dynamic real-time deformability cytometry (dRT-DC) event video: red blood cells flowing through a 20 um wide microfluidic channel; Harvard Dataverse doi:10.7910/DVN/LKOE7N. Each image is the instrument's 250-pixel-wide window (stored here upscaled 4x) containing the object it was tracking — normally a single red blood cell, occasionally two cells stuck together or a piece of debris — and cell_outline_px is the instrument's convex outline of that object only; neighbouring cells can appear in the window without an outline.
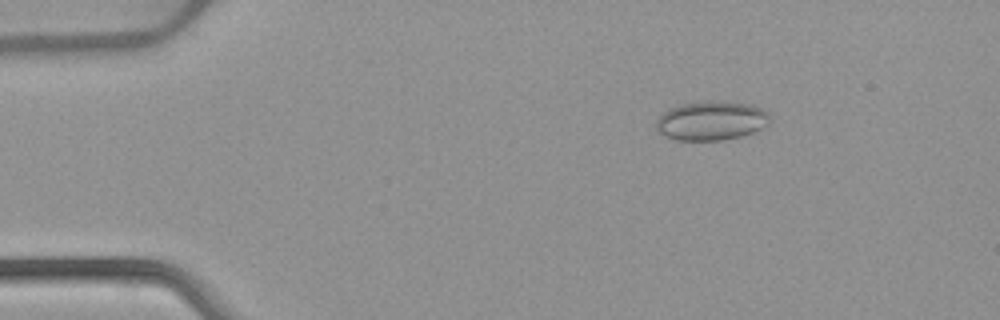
{"species": "common noctule bat (a hibernating species)", "species_latin": "Nyctalus noctula", "temperature_condition": "warm", "stored_images_in_passage": 52, "camera_frame_rate_fps": 3000, "um_per_image_px": 0.085, "animal": {"sex": "female", "body_mass_g": 22.7, "forearm_length_mm": 54.2}, "frame": {"image": 1, "passage_image": 8, "time_ms": 2.333, "image_size_px": [1000, 320], "cell_outline_px": [[768, 124], [752, 132], [740, 136], [724, 140], [676, 140], [660, 132], [656, 128], [656, 120], [664, 112], [680, 104], [704, 100], [724, 100], [752, 104], [768, 112]], "centroid_in_image_um": [60.46, 10.23], "position_along_channel_um": 24.5, "area_um2": 25.95}}
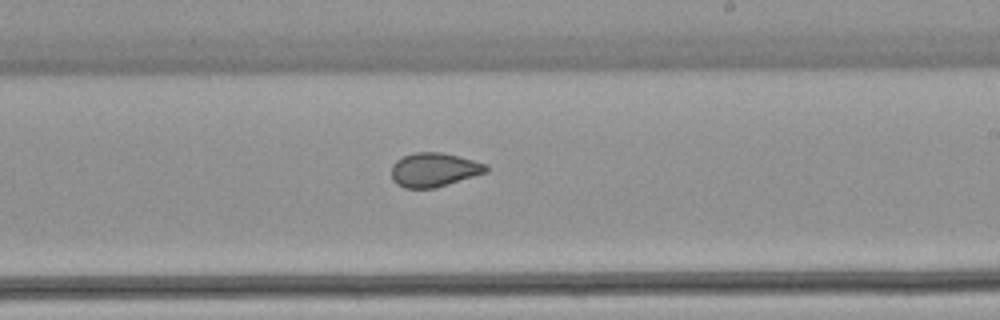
{"frame": {"image": 2, "passage_image": 31, "time_ms": 10.0, "image_size_px": [1000, 320], "cell_outline_px": [[488, 172], [436, 188], [404, 188], [396, 184], [392, 180], [392, 164], [396, 160], [404, 156], [416, 152], [440, 152], [488, 164]], "centroid_in_image_um": [36.89, 14.44], "position_along_channel_um": 252.1, "area_um2": 18.79}}
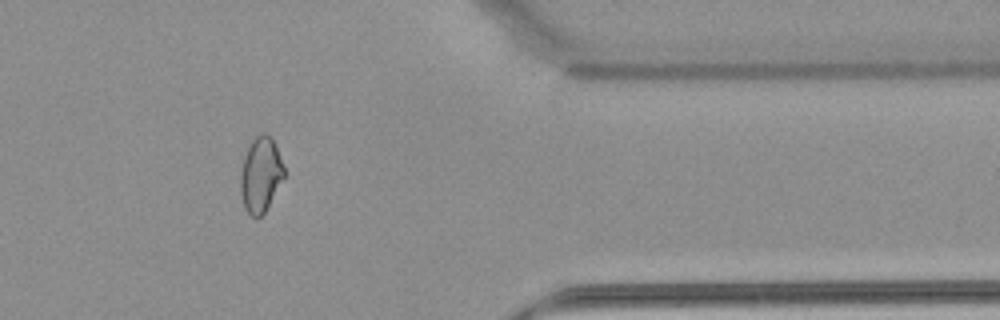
{"frame": {"image": 3, "passage_image": 43, "time_ms": 14.0, "image_size_px": [1000, 320], "cell_outline_px": [[284, 176], [264, 212], [256, 220], [244, 208], [240, 192], [240, 176], [244, 156], [248, 144], [260, 132], [264, 132], [276, 144], [284, 168]], "centroid_in_image_um": [22.13, 14.83], "position_along_channel_um": 389.3, "area_um2": 18.96}, "authors_computed_cell_mechanics": {"area_um2": 20.1722, "velocity_mm_per_s": 3.9143, "shape_relaxation_time_tau1_ms": null, "shape_relaxation_time_tau2_ms": 1.0897, "deformation_change_tau1": null, "deformation_change_tau2": 0.0459}}